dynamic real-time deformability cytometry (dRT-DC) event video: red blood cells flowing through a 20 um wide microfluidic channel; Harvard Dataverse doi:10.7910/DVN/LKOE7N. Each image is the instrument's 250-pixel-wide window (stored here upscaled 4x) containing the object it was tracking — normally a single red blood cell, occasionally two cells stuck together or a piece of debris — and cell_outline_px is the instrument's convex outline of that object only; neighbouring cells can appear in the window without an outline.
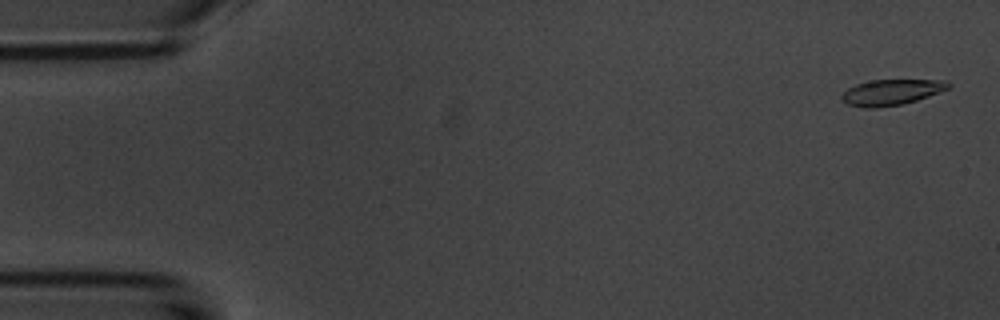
{"species": "common noctule bat (a hibernating species)", "species_latin": "Nyctalus noctula", "temperature_condition": "room temperature", "stored_images_in_passage": 13, "camera_frame_rate_fps": 3000, "um_per_image_px": 0.085, "animal": {"sex": "male", "body_mass_g": 20.1, "forearm_length_mm": 53.5}, "frame": {"image": 1, "passage_image": 2, "time_ms": 0.333, "image_size_px": [1000, 320], "cell_outline_px": [[952, 84], [948, 88], [940, 92], [916, 100], [900, 104], [876, 108], [864, 108], [848, 104], [840, 100], [840, 96], [848, 88], [856, 84], [872, 80], [948, 80]], "centroid_in_image_um": [75.75, 7.84], "position_along_channel_um": 9.2, "area_um2": 15.95}}